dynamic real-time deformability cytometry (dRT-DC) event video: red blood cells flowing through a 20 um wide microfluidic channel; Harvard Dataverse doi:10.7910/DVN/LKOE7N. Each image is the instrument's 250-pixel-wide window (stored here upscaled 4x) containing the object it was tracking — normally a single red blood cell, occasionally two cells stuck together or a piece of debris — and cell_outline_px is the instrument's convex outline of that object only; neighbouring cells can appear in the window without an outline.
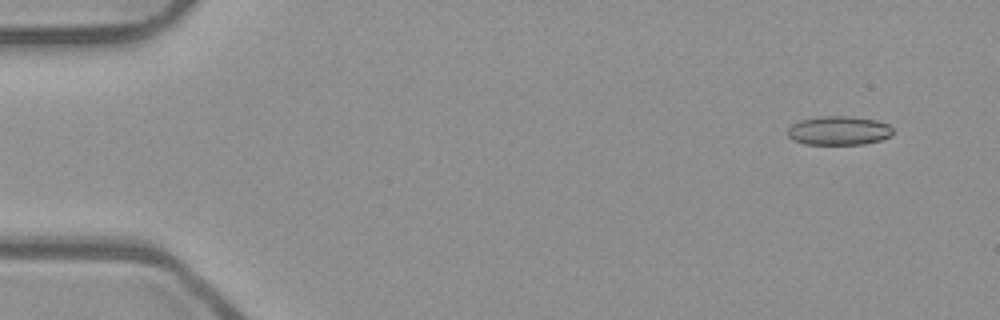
{"species": "common noctule bat (a hibernating species)", "species_latin": "Nyctalus noctula", "temperature_condition": "room temperature", "stored_images_in_passage": 52, "camera_frame_rate_fps": 3000, "um_per_image_px": 0.085, "animal": {"sex": "male", "body_mass_g": 23.1, "forearm_length_mm": 52.7}, "frame": {"image": 1, "passage_image": 3, "time_ms": 0.667, "image_size_px": [1000, 320], "cell_outline_px": [[892, 136], [880, 140], [864, 144], [804, 144], [792, 140], [788, 136], [788, 128], [792, 124], [800, 120], [820, 116], [852, 116], [876, 120], [888, 124], [892, 128]], "centroid_in_image_um": [71.29, 11.1], "position_along_channel_um": 13.7, "area_um2": 17.86}}
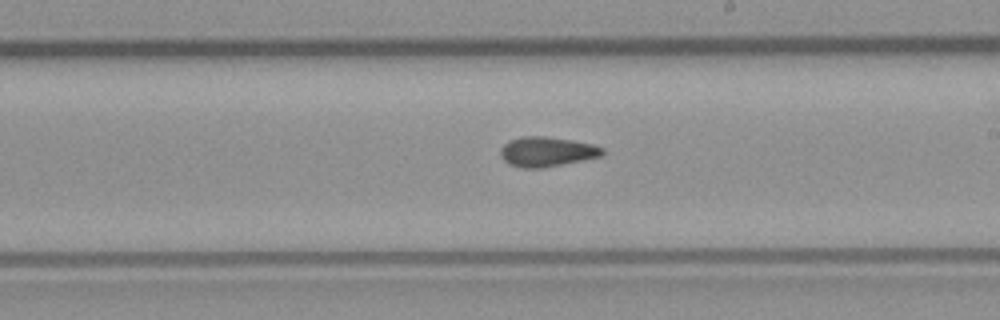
{"frame": {"image": 2, "passage_image": 30, "time_ms": 9.667, "image_size_px": [1000, 320], "cell_outline_px": [[604, 152], [600, 156], [544, 168], [520, 168], [508, 164], [500, 156], [500, 148], [504, 144], [512, 140], [524, 136], [544, 136], [572, 140], [592, 144], [604, 148]], "centroid_in_image_um": [46.45, 12.9], "position_along_channel_um": 242.5, "area_um2": 17.63}}
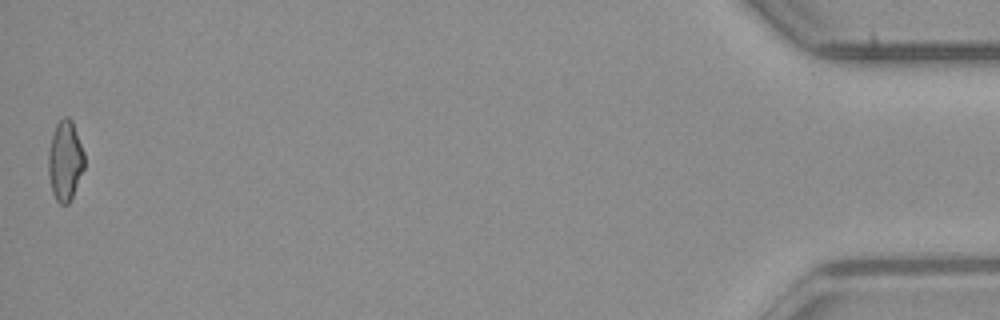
{"frame": {"image": 3, "passage_image": 52, "time_ms": 17.0, "image_size_px": [1000, 320], "cell_outline_px": [[84, 168], [72, 196], [68, 204], [60, 204], [56, 200], [52, 192], [48, 172], [48, 148], [56, 124], [64, 116], [68, 116], [72, 120], [84, 152]], "centroid_in_image_um": [5.52, 13.64], "position_along_channel_um": 429.7, "area_um2": 16.76}, "authors_computed_cell_mechanics": {"area_um2": 17.1666, "velocity_mm_per_s": 3.9078, "shape_relaxation_time_tau1_ms": null, "shape_relaxation_time_tau2_ms": 2.2334, "deformation_change_tau1": null, "deformation_change_tau2": 0.0795}}